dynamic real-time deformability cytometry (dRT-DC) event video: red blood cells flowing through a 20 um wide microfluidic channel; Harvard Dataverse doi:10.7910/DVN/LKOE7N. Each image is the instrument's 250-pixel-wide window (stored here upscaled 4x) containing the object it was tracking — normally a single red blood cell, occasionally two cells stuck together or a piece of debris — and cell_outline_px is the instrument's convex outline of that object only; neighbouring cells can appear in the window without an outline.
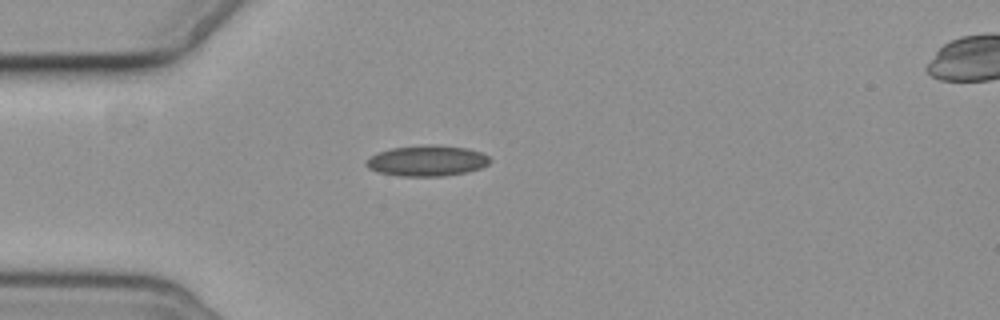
{"species": "common noctule bat (a hibernating species)", "species_latin": "Nyctalus noctula", "temperature_condition": "cold", "stored_images_in_passage": 2, "camera_frame_rate_fps": 3000, "um_per_image_px": 0.085, "animal": {"sex": "female", "body_mass_g": 19.3, "forearm_length_mm": 54.1}, "frame": {"image": 1, "passage_image": 2, "time_ms": 2.0, "image_size_px": [1000, 320], "cell_outline_px": [[492, 160], [488, 164], [480, 168], [468, 172], [444, 176], [400, 176], [376, 172], [368, 168], [364, 164], [376, 152], [392, 148], [424, 144], [436, 144], [468, 148], [480, 152], [488, 156]], "centroid_in_image_um": [36.3, 13.66], "position_along_channel_um": 48.7, "area_um2": 22.43}}